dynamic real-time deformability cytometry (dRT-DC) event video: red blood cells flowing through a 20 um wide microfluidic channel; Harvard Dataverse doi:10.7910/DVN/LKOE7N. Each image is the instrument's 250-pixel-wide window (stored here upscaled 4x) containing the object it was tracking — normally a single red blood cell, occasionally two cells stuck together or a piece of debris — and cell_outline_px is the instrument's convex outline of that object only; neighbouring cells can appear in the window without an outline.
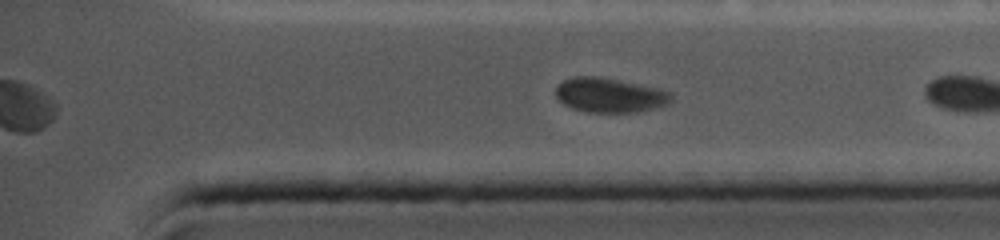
{"species": "common noctule bat (a hibernating species)", "species_latin": "Nyctalus noctula", "temperature_condition": "cold", "stored_images_in_passage": 70, "segment_of_instrument_passage": [2, 2], "camera_frame_rate_fps": 5000, "um_per_image_px": 0.085, "animal": {"sex": "female", "body_mass_g": 19.0, "forearm_length_mm": 56.7}, "frame": {"image": 1, "passage_image": 70, "time_ms": 10.8, "image_size_px": [1000, 240], "cell_outline_px": [[672, 96], [664, 104], [652, 108], [636, 112], [592, 112], [576, 108], [564, 104], [556, 96], [556, 88], [564, 80], [576, 76], [600, 76], [656, 88], [668, 92]], "centroid_in_image_um": [51.77, 8.07], "position_along_channel_um": 383.4, "area_um2": 22.48}}